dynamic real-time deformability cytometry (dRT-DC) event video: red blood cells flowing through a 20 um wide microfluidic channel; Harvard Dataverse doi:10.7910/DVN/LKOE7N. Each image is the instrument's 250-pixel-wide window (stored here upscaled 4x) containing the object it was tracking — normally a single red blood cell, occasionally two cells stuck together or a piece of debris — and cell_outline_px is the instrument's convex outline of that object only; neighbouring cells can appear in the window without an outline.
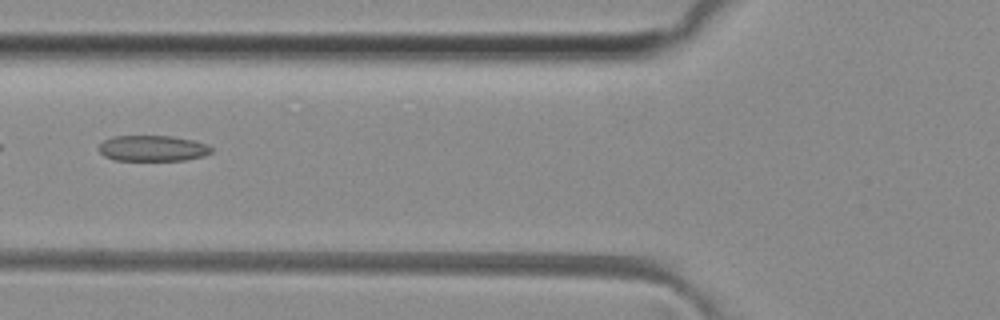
{"species": "common noctule bat (a hibernating species)", "species_latin": "Nyctalus noctula", "temperature_condition": "room temperature", "stored_images_in_passage": 37, "camera_frame_rate_fps": 3000, "um_per_image_px": 0.085, "animal": {"sex": "female", "body_mass_g": 29.2, "forearm_length_mm": 56.3}, "frame": {"image": 1, "passage_image": 6, "time_ms": 1.667, "image_size_px": [1000, 320], "cell_outline_px": [[212, 152], [204, 156], [184, 160], [112, 160], [104, 156], [96, 148], [104, 140], [112, 136], [172, 136], [196, 140], [208, 144], [212, 148]], "centroid_in_image_um": [12.97, 12.6], "position_along_channel_um": 112.8, "area_um2": 17.17}, "authors_computed_cell_mechanics": {"area_um2": 17.2822, "velocity_mm_per_s": 4.1017, "shape_relaxation_time_tau1_ms": null, "shape_relaxation_time_tau2_ms": 2.2438, "deformation_change_tau1": null, "deformation_change_tau2": 0.1102}}